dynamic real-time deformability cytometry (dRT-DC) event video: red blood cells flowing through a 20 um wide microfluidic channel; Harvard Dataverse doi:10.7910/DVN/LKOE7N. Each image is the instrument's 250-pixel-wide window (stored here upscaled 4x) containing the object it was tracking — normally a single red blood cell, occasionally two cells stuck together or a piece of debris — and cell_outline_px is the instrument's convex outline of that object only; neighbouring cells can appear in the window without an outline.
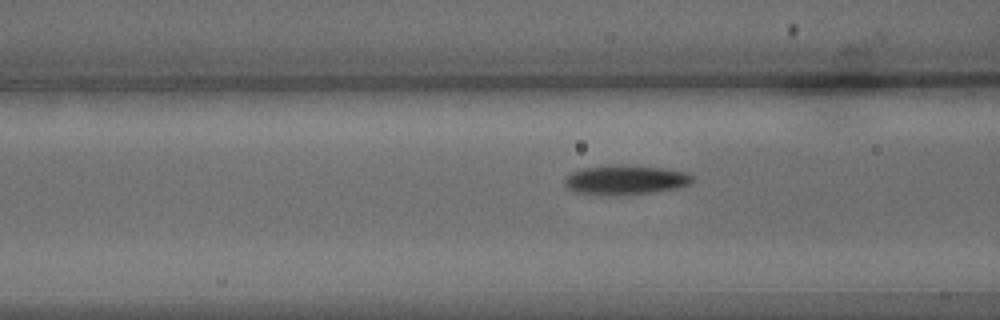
{"species": "common noctule bat (a hibernating species)", "species_latin": "Nyctalus noctula", "temperature_condition": "warm", "stored_images_in_passage": 32, "camera_frame_rate_fps": 3000, "um_per_image_px": 0.085, "animal": {"sex": "male", "body_mass_g": 15.6}, "frame": {"image": 1, "passage_image": 9, "time_ms": 2.667, "image_size_px": [1000, 320], "cell_outline_px": [[692, 180], [688, 184], [676, 188], [620, 196], [612, 196], [576, 192], [568, 188], [564, 184], [564, 180], [572, 172], [584, 168], [620, 164], [660, 168], [684, 172], [692, 176]], "centroid_in_image_um": [53.11, 15.3], "position_along_channel_um": 113.5, "area_um2": 21.62}}
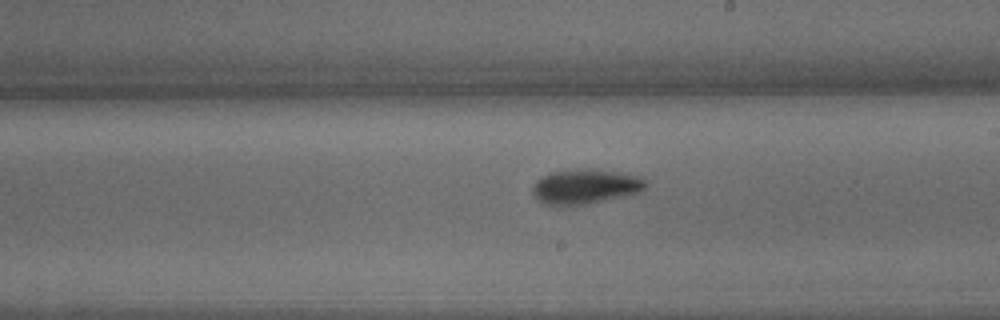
{"frame": {"image": 2, "passage_image": 19, "time_ms": 6.0, "image_size_px": [1000, 320], "cell_outline_px": [[644, 188], [640, 192], [588, 204], [560, 208], [544, 204], [536, 200], [532, 196], [532, 188], [536, 180], [540, 176], [552, 172], [620, 172], [640, 176], [644, 180]], "centroid_in_image_um": [49.65, 15.95], "position_along_channel_um": 239.4, "area_um2": 22.43}}
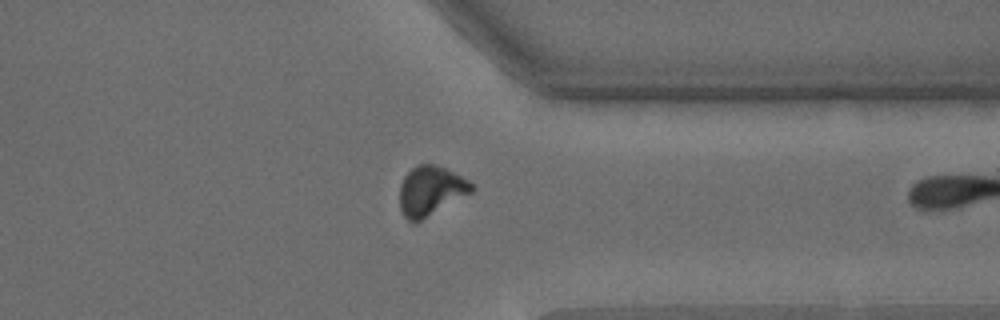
{"frame": {"image": 3, "passage_image": 30, "time_ms": 9.667, "image_size_px": [1000, 320], "cell_outline_px": [[476, 188], [472, 192], [416, 224], [412, 224], [404, 216], [400, 208], [400, 184], [404, 176], [412, 168], [420, 164], [436, 164], [468, 180]], "centroid_in_image_um": [36.59, 16.25], "position_along_channel_um": 374.8, "area_um2": 20.87}}